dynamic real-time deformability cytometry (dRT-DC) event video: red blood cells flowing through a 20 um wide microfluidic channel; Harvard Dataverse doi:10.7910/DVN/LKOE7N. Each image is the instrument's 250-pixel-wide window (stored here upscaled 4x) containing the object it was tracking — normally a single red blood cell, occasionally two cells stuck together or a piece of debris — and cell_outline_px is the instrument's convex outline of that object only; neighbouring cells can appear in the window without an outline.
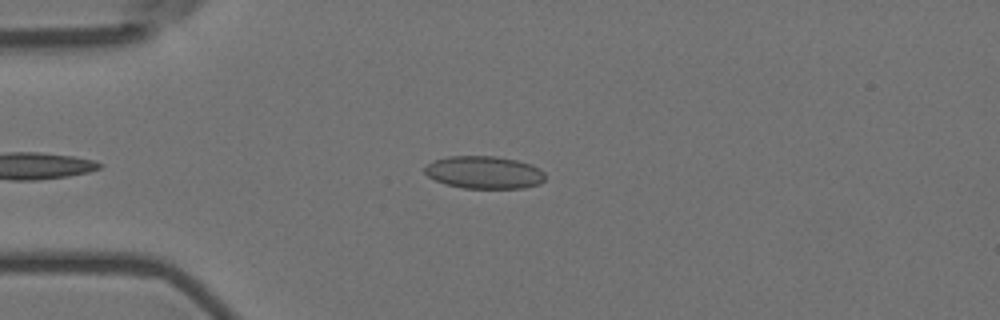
{"species": "Egyptian fruit bat (a non-hibernating species)", "species_latin": "Rousettus aegyptiacus", "temperature_condition": "room temperature", "stored_images_in_passage": 46, "camera_frame_rate_fps": 3000, "um_per_image_px": 0.085, "animal": {"sex": "female"}, "frame": {"image": 1, "passage_image": 8, "time_ms": 2.333, "image_size_px": [1000, 320], "cell_outline_px": [[544, 180], [540, 184], [524, 188], [464, 188], [444, 184], [428, 176], [424, 172], [424, 168], [428, 164], [436, 160], [448, 156], [496, 156], [516, 160], [532, 164], [540, 168], [544, 172]], "centroid_in_image_um": [41.18, 14.65], "position_along_channel_um": 43.8, "area_um2": 22.95}}
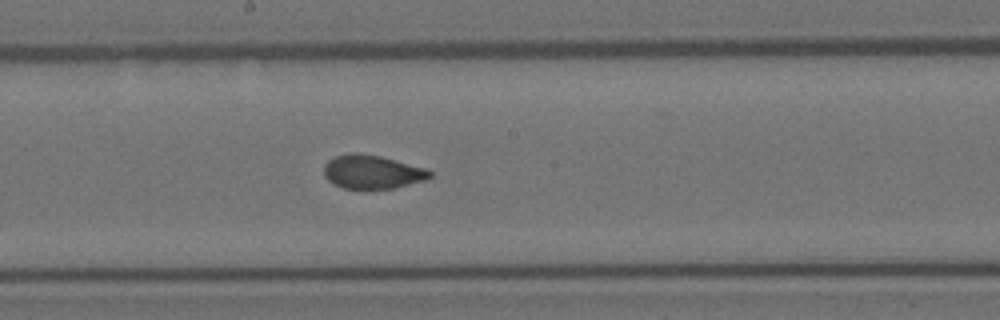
{"frame": {"image": 2, "passage_image": 24, "time_ms": 7.667, "image_size_px": [1000, 320], "cell_outline_px": [[432, 176], [424, 180], [396, 188], [344, 188], [332, 184], [324, 176], [324, 164], [328, 160], [336, 156], [352, 152], [356, 152], [380, 156], [424, 168], [432, 172]], "centroid_in_image_um": [31.6, 14.61], "position_along_channel_um": 216.6, "area_um2": 20.63}}
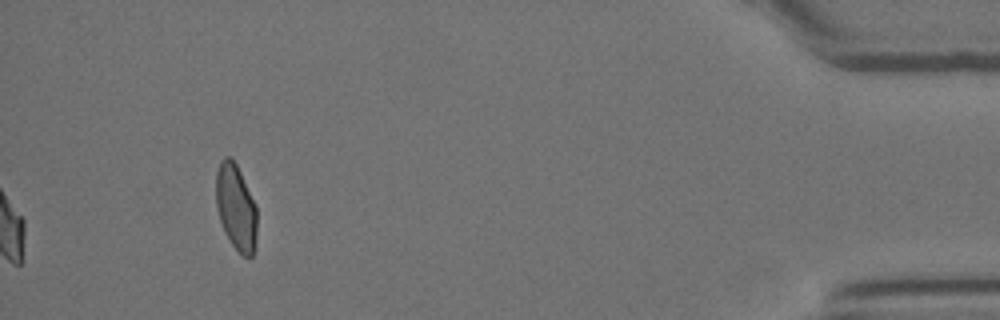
{"frame": {"image": 3, "passage_image": 46, "time_ms": 15.0, "image_size_px": [1000, 320], "cell_outline_px": [[256, 244], [252, 256], [248, 260], [228, 240], [224, 232], [216, 208], [216, 172], [220, 160], [224, 156], [228, 156], [236, 164], [240, 172], [256, 208]], "centroid_in_image_um": [20.03, 17.65], "position_along_channel_um": 415.2, "area_um2": 20.4}, "authors_computed_cell_mechanics": {"area_um2": 21.2704, "velocity_mm_per_s": 3.6118, "shape_relaxation_time_tau1_ms": 7.2717, "shape_relaxation_time_tau2_ms": 0.8211, "deformation_change_tau1": 0.1644, "deformation_change_tau2": 0.0546}}